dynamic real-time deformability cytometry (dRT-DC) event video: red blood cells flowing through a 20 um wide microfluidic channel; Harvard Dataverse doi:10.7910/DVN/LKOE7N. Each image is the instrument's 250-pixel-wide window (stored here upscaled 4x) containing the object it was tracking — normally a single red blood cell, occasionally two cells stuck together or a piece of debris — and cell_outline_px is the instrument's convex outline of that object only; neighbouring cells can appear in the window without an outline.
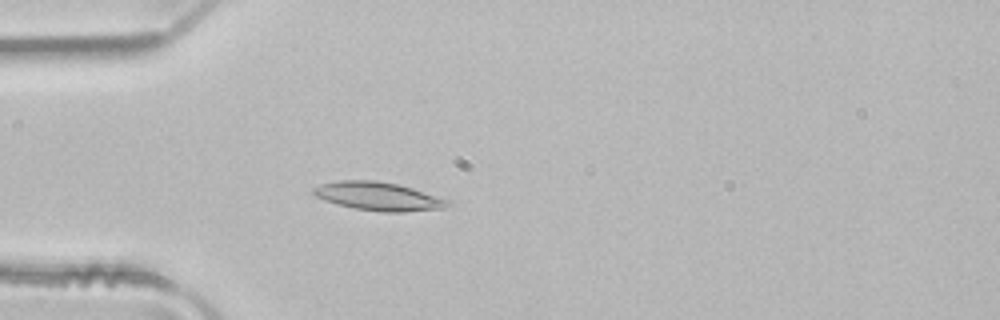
{"species": "common noctule bat (a hibernating species)", "species_latin": "Nyctalus noctula", "temperature_condition": "room temperature", "stored_images_in_passage": 4, "camera_frame_rate_fps": 3000, "um_per_image_px": 0.085, "animal": {"sex": "male", "body_mass_g": 21.5, "forearm_length_mm": 52.0}, "frame": {"image": 1, "passage_image": 4, "time_ms": 1.0, "image_size_px": [1000, 320], "cell_outline_px": [[452, 204], [444, 208], [404, 212], [380, 212], [352, 208], [336, 204], [324, 200], [316, 196], [312, 192], [312, 188], [320, 184], [336, 180], [376, 180], [396, 184], [412, 188], [452, 200]], "centroid_in_image_um": [32.17, 16.69], "position_along_channel_um": 52.8, "area_um2": 22.54}}